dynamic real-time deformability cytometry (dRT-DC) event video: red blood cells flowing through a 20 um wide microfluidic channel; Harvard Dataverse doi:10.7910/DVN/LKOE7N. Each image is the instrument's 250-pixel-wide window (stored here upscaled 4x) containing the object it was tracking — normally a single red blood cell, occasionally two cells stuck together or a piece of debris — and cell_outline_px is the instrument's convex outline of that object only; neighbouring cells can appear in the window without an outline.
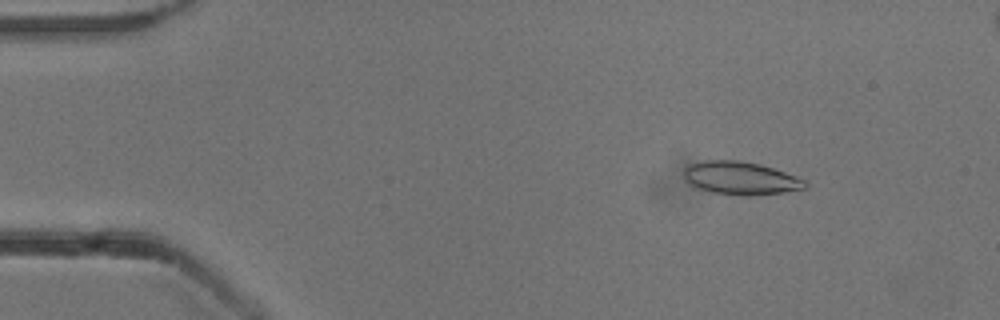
{"species": "common noctule bat (a hibernating species)", "species_latin": "Nyctalus noctula", "temperature_condition": "cold", "stored_images_in_passage": 53, "camera_frame_rate_fps": 3000, "um_per_image_px": 0.085, "animal": {"sex": "male", "body_mass_g": 13.3}, "frame": {"image": 1, "passage_image": 6, "time_ms": 1.667, "image_size_px": [1000, 320], "cell_outline_px": [[808, 188], [784, 192], [752, 196], [736, 196], [712, 192], [692, 188], [684, 180], [684, 168], [688, 164], [704, 160], [740, 160], [760, 164], [796, 176], [804, 180], [808, 184]], "centroid_in_image_um": [62.9, 15.16], "position_along_channel_um": 22.1, "area_um2": 23.87}}
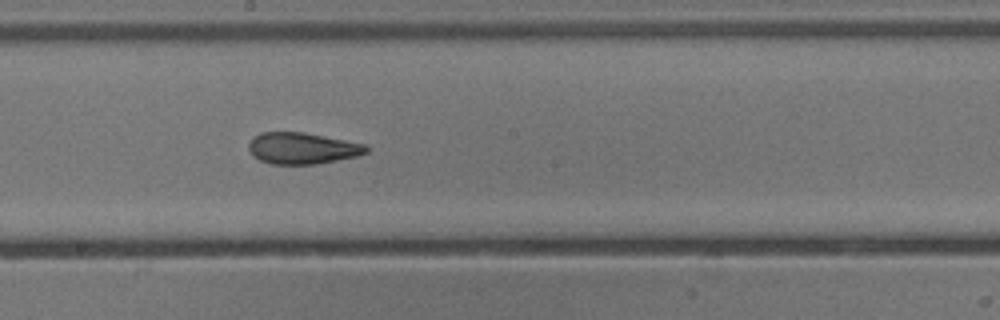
{"frame": {"image": 2, "passage_image": 28, "time_ms": 9.0, "image_size_px": [1000, 320], "cell_outline_px": [[368, 152], [356, 156], [316, 164], [272, 164], [260, 160], [252, 156], [248, 148], [248, 144], [252, 136], [260, 132], [304, 132], [364, 144], [368, 148]], "centroid_in_image_um": [25.63, 12.6], "position_along_channel_um": 222.6, "area_um2": 21.5}}
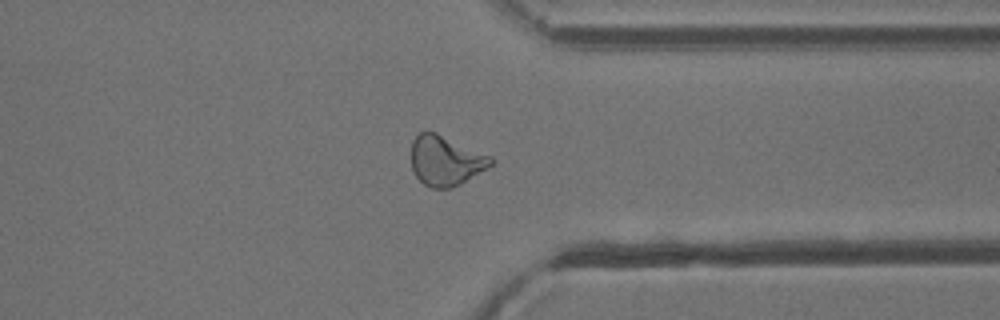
{"frame": {"image": 3, "passage_image": 40, "time_ms": 13.0, "image_size_px": [1000, 320], "cell_outline_px": [[496, 160], [488, 168], [460, 184], [448, 188], [432, 188], [424, 184], [416, 176], [412, 168], [412, 140], [420, 132], [436, 132], [492, 156]], "centroid_in_image_um": [37.9, 13.65], "position_along_channel_um": 373.5, "area_um2": 23.12}, "authors_computed_cell_mechanics": {"area_um2": 22.5998, "velocity_mm_per_s": 3.8612, "shape_relaxation_time_tau1_ms": null, "shape_relaxation_time_tau2_ms": 2.1953, "deformation_change_tau1": null, "deformation_change_tau2": 0.0862}}